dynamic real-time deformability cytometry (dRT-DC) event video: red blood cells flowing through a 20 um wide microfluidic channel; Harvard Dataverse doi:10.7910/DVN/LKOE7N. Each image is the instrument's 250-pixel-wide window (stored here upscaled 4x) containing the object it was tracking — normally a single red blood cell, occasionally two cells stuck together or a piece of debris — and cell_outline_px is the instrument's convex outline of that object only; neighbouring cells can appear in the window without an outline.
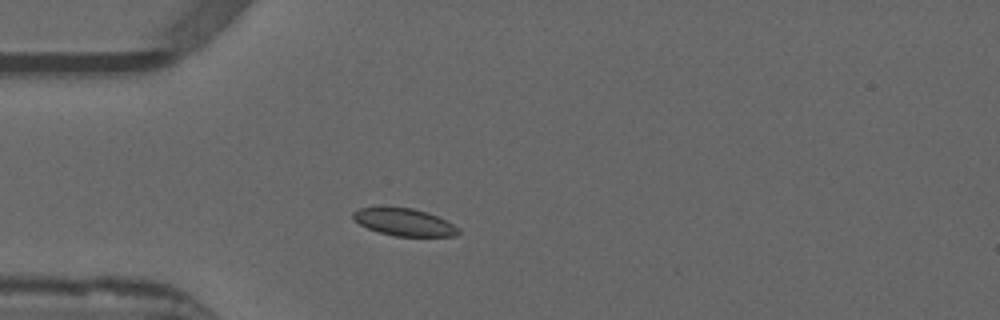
{"species": "common noctule bat (a hibernating species)", "species_latin": "Nyctalus noctula", "temperature_condition": "warm", "stored_images_in_passage": 32, "camera_frame_rate_fps": 3000, "um_per_image_px": 0.085, "animal": {"sex": "male", "forearm_length_mm": 52.5}, "frame": {"image": 1, "passage_image": 1, "time_ms": 0.0, "image_size_px": [1000, 320], "cell_outline_px": [[460, 232], [456, 236], [396, 236], [380, 232], [368, 228], [360, 224], [352, 216], [352, 212], [360, 208], [412, 208], [428, 212], [460, 228]], "centroid_in_image_um": [34.39, 18.89], "position_along_channel_um": 50.6, "area_um2": 16.42}}
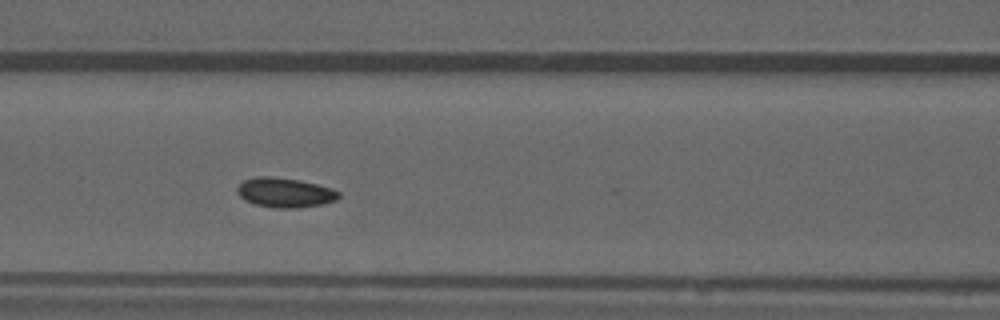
{"frame": {"image": 2, "passage_image": 9, "time_ms": 2.667, "image_size_px": [1000, 320], "cell_outline_px": [[340, 196], [336, 200], [320, 204], [296, 208], [276, 208], [256, 204], [244, 200], [236, 192], [236, 188], [244, 180], [260, 176], [272, 176], [300, 180], [332, 188], [340, 192]], "centroid_in_image_um": [24.21, 16.36], "position_along_channel_um": 142.4, "area_um2": 17.46}}
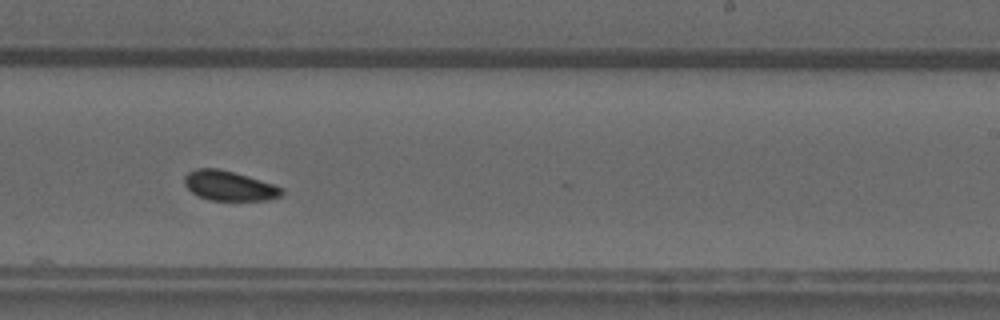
{"frame": {"image": 3, "passage_image": 19, "time_ms": 6.0, "image_size_px": [1000, 320], "cell_outline_px": [[284, 192], [280, 196], [268, 200], [208, 200], [192, 192], [184, 184], [184, 176], [188, 172], [196, 168], [220, 168], [248, 176], [284, 188]], "centroid_in_image_um": [19.47, 15.78], "position_along_channel_um": 269.5, "area_um2": 16.88}, "authors_computed_cell_mechanics": {"area_um2": 16.9065, "velocity_mm_per_s": 3.8362, "shape_relaxation_time_tau1_ms": 3.1276, "shape_relaxation_time_tau2_ms": null, "deformation_change_tau1": 0.0754, "deformation_change_tau2": null}}